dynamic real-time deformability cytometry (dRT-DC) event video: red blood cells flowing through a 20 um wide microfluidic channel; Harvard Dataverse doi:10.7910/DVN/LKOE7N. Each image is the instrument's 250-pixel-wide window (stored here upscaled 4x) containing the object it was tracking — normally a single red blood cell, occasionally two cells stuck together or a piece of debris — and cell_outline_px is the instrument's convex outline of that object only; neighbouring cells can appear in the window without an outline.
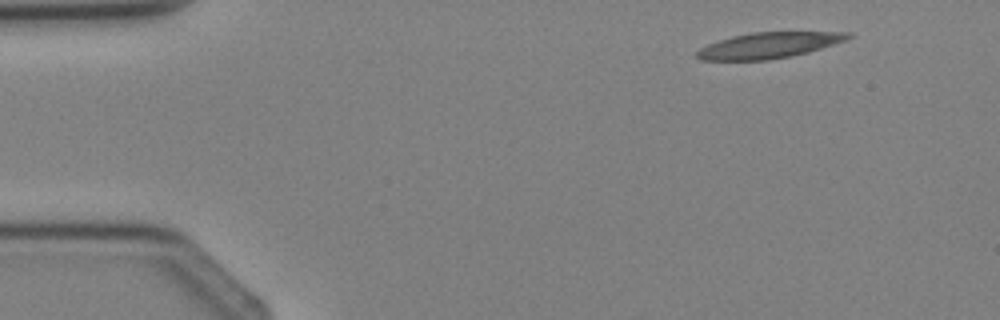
{"species": "Egyptian fruit bat (a non-hibernating species)", "species_latin": "Rousettus aegyptiacus", "temperature_condition": "cold", "stored_images_in_passage": 3, "camera_frame_rate_fps": 3000, "um_per_image_px": 0.085, "animal": {"sex": "female"}, "frame": {"image": 1, "passage_image": 1, "time_ms": 0.0, "image_size_px": [1000, 320], "cell_outline_px": [[852, 36], [848, 40], [808, 52], [792, 56], [764, 60], [700, 60], [696, 56], [696, 52], [700, 48], [708, 44], [732, 36], [752, 32], [852, 32]], "centroid_in_image_um": [65.37, 3.85], "position_along_channel_um": 19.6, "area_um2": 22.72}}
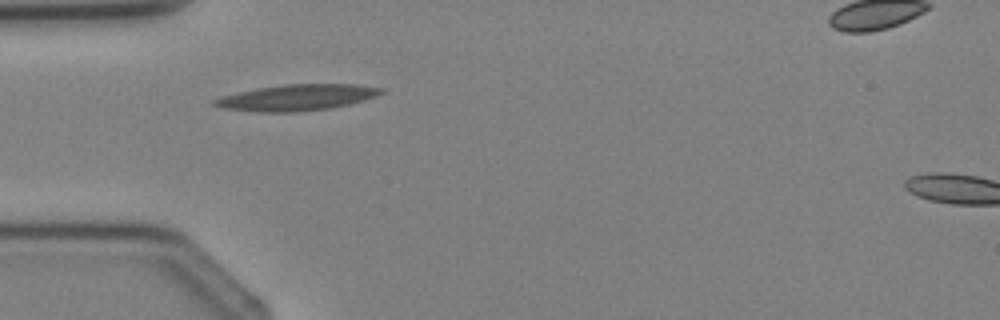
{"frame": {"image": 2, "passage_image": 3, "time_ms": 2.333, "image_size_px": [1000, 320], "cell_outline_px": [[384, 92], [376, 96], [364, 100], [332, 108], [304, 112], [256, 112], [224, 108], [212, 104], [212, 100], [236, 92], [256, 88], [284, 84], [356, 84], [384, 88]], "centroid_in_image_um": [25.25, 8.29], "position_along_channel_um": 59.8, "area_um2": 25.55}}